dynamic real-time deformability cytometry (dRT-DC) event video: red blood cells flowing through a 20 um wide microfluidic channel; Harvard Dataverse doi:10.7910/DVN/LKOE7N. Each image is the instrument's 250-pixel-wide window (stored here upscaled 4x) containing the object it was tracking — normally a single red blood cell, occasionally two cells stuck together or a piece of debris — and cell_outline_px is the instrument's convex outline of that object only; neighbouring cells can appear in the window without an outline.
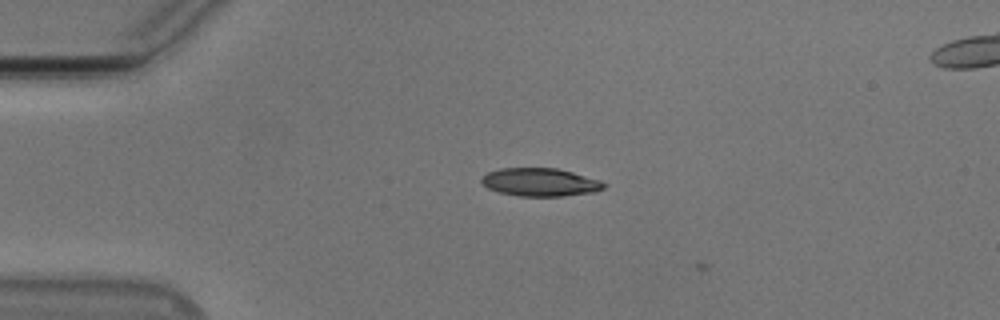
{"species": "Egyptian fruit bat (a non-hibernating species)", "species_latin": "Rousettus aegyptiacus", "temperature_condition": "cold", "stored_images_in_passage": 6, "camera_frame_rate_fps": 3000, "um_per_image_px": 0.085, "animal": {"sex": "male"}, "frame": {"image": 1, "passage_image": 5, "time_ms": 1.333, "image_size_px": [1000, 320], "cell_outline_px": [[608, 184], [604, 188], [596, 192], [564, 196], [520, 196], [500, 192], [488, 188], [480, 180], [488, 172], [500, 168], [556, 168], [572, 172], [600, 180]], "centroid_in_image_um": [45.96, 15.49], "position_along_channel_um": 39.0, "area_um2": 20.0}}